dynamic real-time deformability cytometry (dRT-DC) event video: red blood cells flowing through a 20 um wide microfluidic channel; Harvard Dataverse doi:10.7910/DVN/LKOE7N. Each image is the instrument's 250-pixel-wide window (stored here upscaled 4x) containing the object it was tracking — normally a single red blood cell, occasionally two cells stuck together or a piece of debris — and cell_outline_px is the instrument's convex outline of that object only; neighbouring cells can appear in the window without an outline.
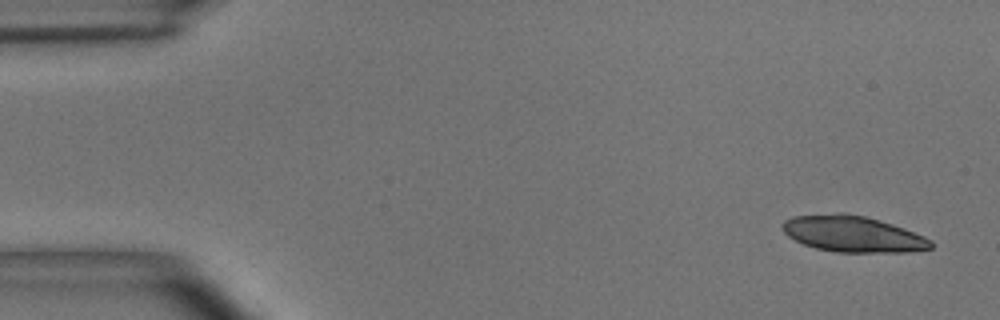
{"species": "common noctule bat (a hibernating species)", "species_latin": "Nyctalus noctula", "temperature_condition": "room temperature", "stored_images_in_passage": 7, "camera_frame_rate_fps": 3000, "um_per_image_px": 0.085, "animal": {"sex": "male", "body_mass_g": 15.6}, "frame": {"image": 1, "passage_image": 1, "time_ms": 0.0, "image_size_px": [1000, 320], "cell_outline_px": [[932, 248], [908, 252], [836, 252], [816, 248], [804, 244], [788, 236], [784, 232], [780, 224], [784, 220], [792, 216], [836, 212], [844, 212], [864, 216], [880, 220], [904, 228], [924, 236], [932, 240]], "centroid_in_image_um": [72.47, 19.87], "position_along_channel_um": 12.5, "area_um2": 31.44}}